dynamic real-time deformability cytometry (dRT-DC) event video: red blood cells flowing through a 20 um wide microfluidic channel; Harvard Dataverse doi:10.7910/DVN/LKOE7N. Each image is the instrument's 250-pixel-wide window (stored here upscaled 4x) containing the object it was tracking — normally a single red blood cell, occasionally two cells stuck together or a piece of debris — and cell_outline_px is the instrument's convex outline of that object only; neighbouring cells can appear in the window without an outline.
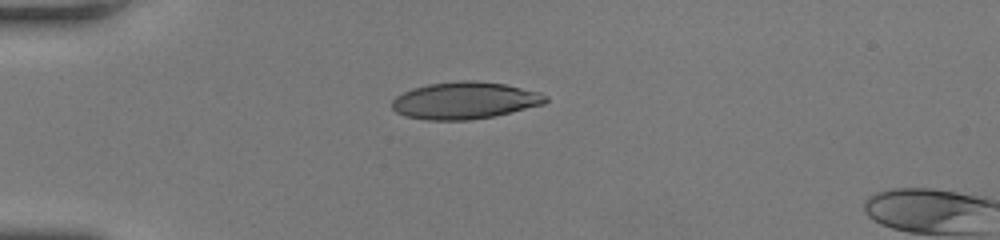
{"species": "human", "species_latin": "Homo sapiens", "temperature_condition": "room temperature", "stored_images_in_passage": 37, "camera_frame_rate_fps": 3000, "um_per_image_px": 0.085, "donor": {"sex": "female"}, "frame": {"image": 1, "passage_image": 1, "time_ms": 0.0, "image_size_px": [1000, 240], "cell_outline_px": [[548, 100], [544, 104], [492, 116], [468, 120], [424, 120], [404, 116], [396, 112], [392, 108], [392, 100], [396, 96], [412, 88], [428, 84], [460, 80], [472, 80], [504, 84], [540, 92], [548, 96]], "centroid_in_image_um": [39.48, 8.54], "position_along_channel_um": 45.5, "area_um2": 33.12}}
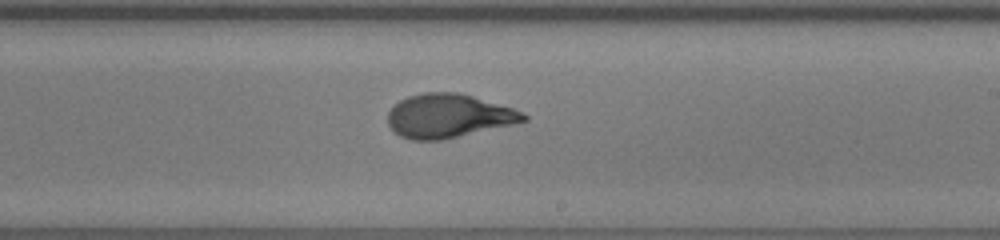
{"frame": {"image": 2, "passage_image": 18, "time_ms": 5.667, "image_size_px": [1000, 240], "cell_outline_px": [[528, 120], [512, 124], [444, 140], [412, 140], [400, 136], [388, 124], [388, 112], [400, 100], [408, 96], [424, 92], [460, 92], [512, 108], [524, 112], [528, 116]], "centroid_in_image_um": [38.13, 9.85], "position_along_channel_um": 250.9, "area_um2": 34.51}}
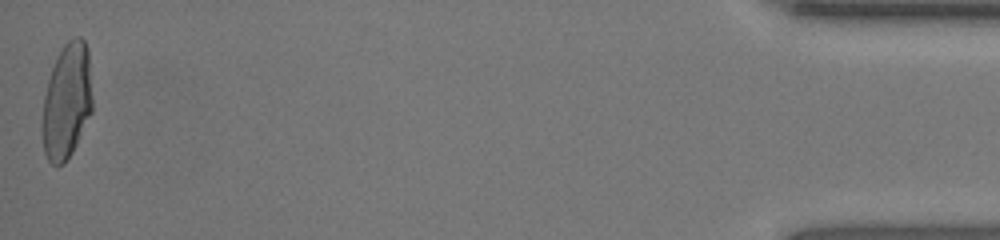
{"frame": {"image": 3, "passage_image": 37, "time_ms": 12.0, "image_size_px": [1000, 240], "cell_outline_px": [[92, 112], [72, 152], [64, 164], [52, 164], [48, 160], [44, 152], [40, 132], [40, 120], [44, 96], [48, 80], [52, 68], [64, 44], [72, 36], [80, 36], [84, 40], [88, 48], [92, 96]], "centroid_in_image_um": [5.66, 8.62], "position_along_channel_um": 429.5, "area_um2": 34.22}, "authors_computed_cell_mechanics": {"area_um2": 34.102, "velocity_mm_per_s": 4.215, "shape_relaxation_time_tau1_ms": 6.2863, "shape_relaxation_time_tau2_ms": 0.6148, "deformation_change_tau1": 0.2765, "deformation_change_tau2": 0.0647}}